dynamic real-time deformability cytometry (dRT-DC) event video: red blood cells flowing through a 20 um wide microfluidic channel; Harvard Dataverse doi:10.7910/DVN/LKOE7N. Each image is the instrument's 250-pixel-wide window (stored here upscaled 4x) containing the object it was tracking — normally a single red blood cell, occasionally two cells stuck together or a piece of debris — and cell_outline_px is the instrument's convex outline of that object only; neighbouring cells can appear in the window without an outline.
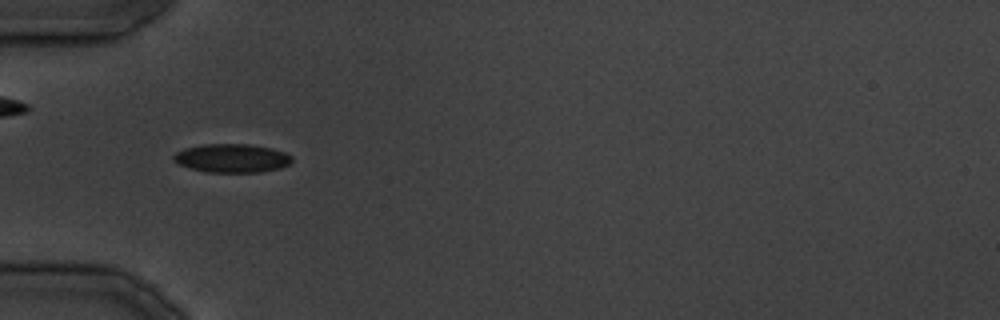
{"species": "common noctule bat (a hibernating species)", "species_latin": "Nyctalus noctula", "temperature_condition": "cold", "stored_images_in_passage": 20, "camera_frame_rate_fps": 3000, "um_per_image_px": 0.085, "animal": {"sex": "male", "body_mass_g": 19.5, "forearm_length_mm": 54.6}, "frame": {"image": 1, "passage_image": 1, "time_ms": 0.0, "image_size_px": [1000, 320], "cell_outline_px": [[292, 160], [288, 164], [280, 168], [260, 172], [204, 172], [176, 164], [172, 160], [172, 156], [176, 152], [184, 148], [204, 144], [248, 144], [272, 148], [284, 152], [292, 156]], "centroid_in_image_um": [19.66, 13.44], "position_along_channel_um": 65.3, "area_um2": 19.88}}